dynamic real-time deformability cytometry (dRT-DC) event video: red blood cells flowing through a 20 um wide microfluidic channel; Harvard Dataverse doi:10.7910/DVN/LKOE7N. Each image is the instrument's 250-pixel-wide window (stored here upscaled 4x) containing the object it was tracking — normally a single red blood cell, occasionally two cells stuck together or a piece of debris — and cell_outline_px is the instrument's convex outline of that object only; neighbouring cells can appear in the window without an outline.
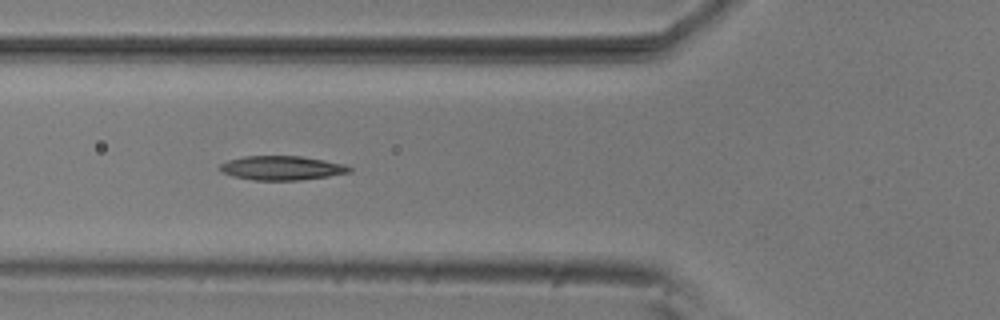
{"species": "common noctule bat (a hibernating species)", "species_latin": "Nyctalus noctula", "temperature_condition": "room temperature", "stored_images_in_passage": 13, "camera_frame_rate_fps": 3000, "um_per_image_px": 0.085, "animal": {"sex": "male", "body_mass_g": 20.5, "forearm_length_mm": 52.5}, "frame": {"image": 1, "passage_image": 4, "time_ms": 1.0, "image_size_px": [1000, 320], "cell_outline_px": [[352, 172], [328, 176], [300, 180], [252, 180], [232, 176], [224, 172], [220, 168], [220, 164], [228, 160], [244, 156], [300, 156], [324, 160], [344, 164], [352, 168]], "centroid_in_image_um": [23.97, 14.28], "position_along_channel_um": 101.8, "area_um2": 18.15}}
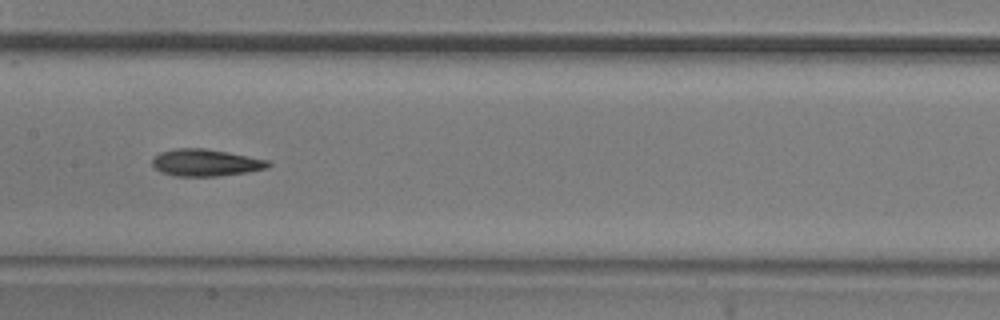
{"frame": {"image": 2, "passage_image": 6, "time_ms": 1.667, "image_size_px": [1000, 320], "cell_outline_px": [[272, 164], [268, 168], [248, 172], [220, 176], [176, 176], [160, 172], [152, 164], [152, 156], [160, 152], [176, 148], [204, 148], [228, 152], [268, 160]], "centroid_in_image_um": [17.47, 13.82], "position_along_channel_um": 189.9, "area_um2": 18.38}}
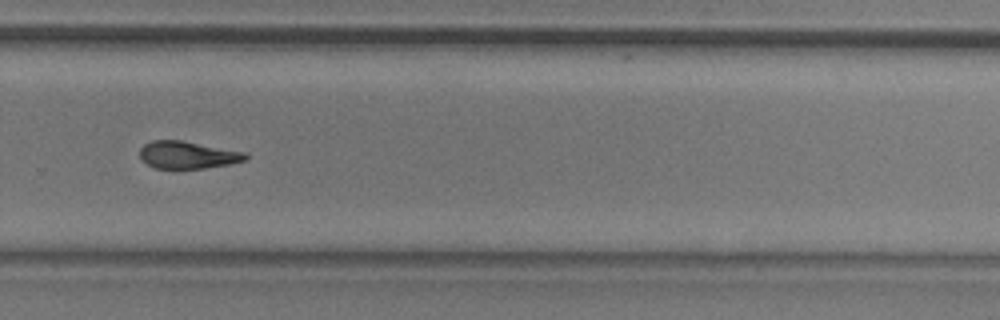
{"frame": {"image": 3, "passage_image": 9, "time_ms": 2.667, "image_size_px": [1000, 320], "cell_outline_px": [[248, 160], [228, 164], [204, 168], [152, 168], [140, 160], [140, 148], [144, 144], [152, 140], [180, 140], [248, 152]], "centroid_in_image_um": [15.95, 13.17], "position_along_channel_um": 313.9, "area_um2": 17.05}}